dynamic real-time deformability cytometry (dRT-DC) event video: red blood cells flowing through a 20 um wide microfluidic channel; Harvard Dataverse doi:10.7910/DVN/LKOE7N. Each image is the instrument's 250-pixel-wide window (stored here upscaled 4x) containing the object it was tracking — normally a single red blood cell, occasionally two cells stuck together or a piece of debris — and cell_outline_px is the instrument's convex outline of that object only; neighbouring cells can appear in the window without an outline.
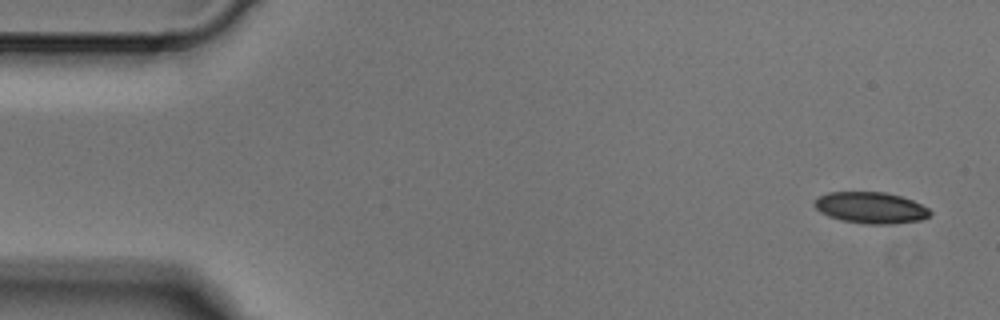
{"species": "Egyptian fruit bat (a non-hibernating species)", "species_latin": "Rousettus aegyptiacus", "temperature_condition": "cold", "stored_images_in_passage": 4, "camera_frame_rate_fps": 3000, "um_per_image_px": 0.085, "animal": {"sex": "male"}, "frame": {"image": 1, "passage_image": 1, "time_ms": 0.0, "image_size_px": [1000, 320], "cell_outline_px": [[932, 212], [928, 216], [920, 220], [892, 224], [868, 224], [840, 220], [828, 216], [820, 212], [812, 204], [812, 200], [828, 192], [884, 192], [900, 196], [912, 200], [928, 208]], "centroid_in_image_um": [73.97, 17.65], "position_along_channel_um": 11.0, "area_um2": 21.15}}
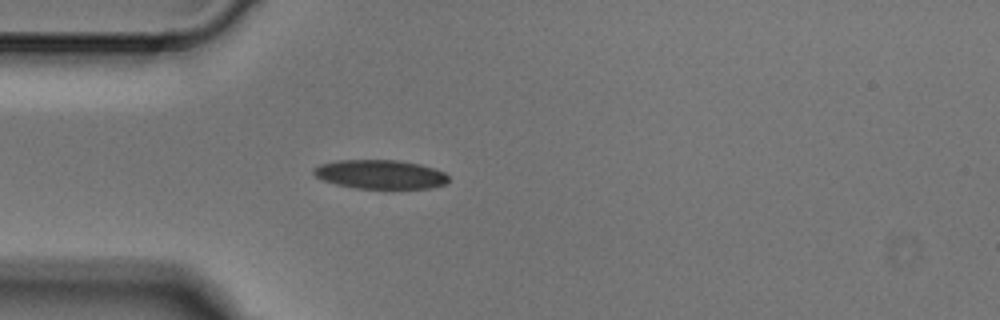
{"frame": {"image": 2, "passage_image": 4, "time_ms": 1.0, "image_size_px": [1000, 320], "cell_outline_px": [[448, 180], [444, 184], [432, 188], [356, 188], [336, 184], [324, 180], [316, 176], [312, 172], [312, 168], [320, 164], [336, 160], [396, 160], [420, 164], [444, 172], [448, 176]], "centroid_in_image_um": [32.3, 14.81], "position_along_channel_um": 52.7, "area_um2": 22.66}}